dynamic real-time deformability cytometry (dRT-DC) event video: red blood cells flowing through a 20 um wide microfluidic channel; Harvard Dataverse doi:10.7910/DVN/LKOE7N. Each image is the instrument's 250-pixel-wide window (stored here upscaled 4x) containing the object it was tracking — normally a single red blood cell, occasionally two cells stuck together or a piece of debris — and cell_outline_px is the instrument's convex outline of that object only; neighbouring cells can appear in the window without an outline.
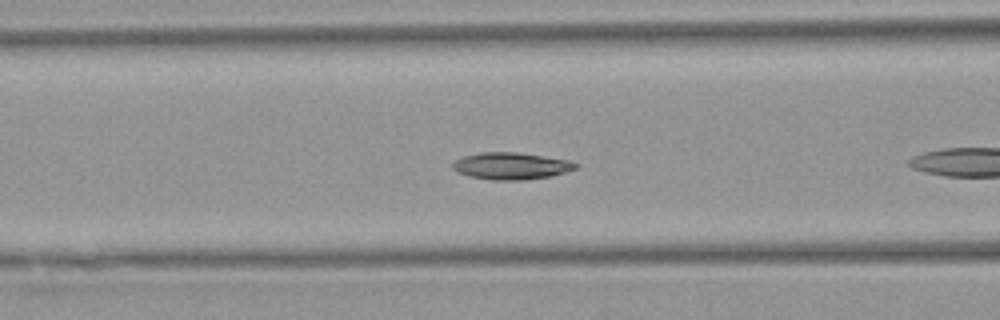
{"species": "Egyptian fruit bat (a non-hibernating species)", "species_latin": "Rousettus aegyptiacus", "temperature_condition": "warm", "stored_images_in_passage": 38, "camera_frame_rate_fps": 3000, "um_per_image_px": 0.085, "animal": {"sex": "female"}, "frame": {"image": 1, "passage_image": 6, "time_ms": 1.667, "image_size_px": [1000, 320], "cell_outline_px": [[580, 164], [576, 168], [552, 176], [524, 180], [492, 180], [468, 176], [456, 172], [452, 168], [452, 164], [456, 160], [464, 156], [480, 152], [516, 152], [572, 160]], "centroid_in_image_um": [43.46, 14.1], "position_along_channel_um": 123.1, "area_um2": 19.48}}
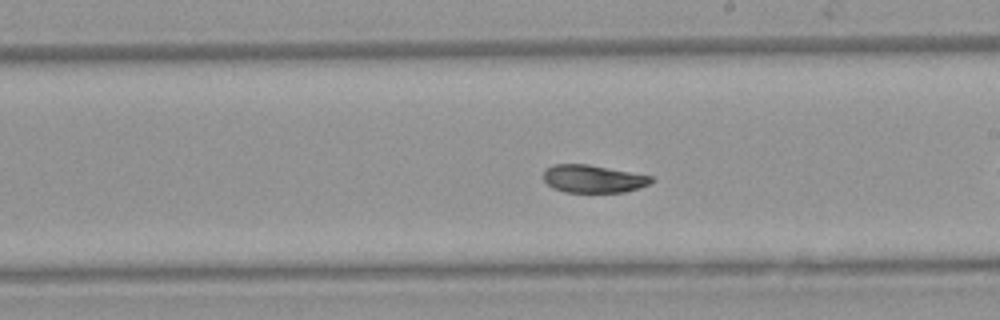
{"frame": {"image": 2, "passage_image": 15, "time_ms": 4.667, "image_size_px": [1000, 320], "cell_outline_px": [[656, 180], [640, 188], [624, 192], [564, 192], [552, 188], [544, 180], [544, 168], [552, 164], [588, 164], [652, 176]], "centroid_in_image_um": [50.41, 15.2], "position_along_channel_um": 238.6, "area_um2": 17.57}}
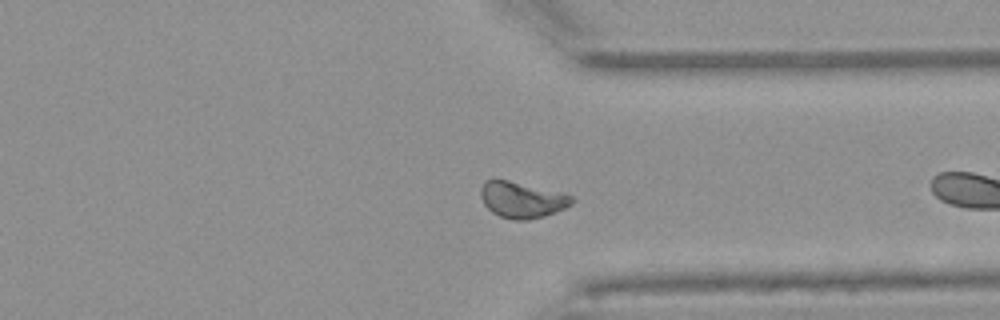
{"frame": {"image": 3, "passage_image": 25, "time_ms": 8.0, "image_size_px": [1000, 320], "cell_outline_px": [[576, 200], [572, 204], [556, 212], [544, 216], [528, 220], [516, 220], [500, 216], [492, 212], [484, 204], [480, 196], [480, 188], [484, 180], [496, 176], [564, 192], [572, 196]], "centroid_in_image_um": [44.35, 16.92], "position_along_channel_um": 367.0, "area_um2": 20.0}, "authors_computed_cell_mechanics": {"area_um2": 18.6405, "velocity_mm_per_s": 3.8603, "shape_relaxation_time_tau1_ms": 3.4924, "shape_relaxation_time_tau2_ms": 3.6469, "deformation_change_tau1": 0.1113, "deformation_change_tau2": 0.0853}}